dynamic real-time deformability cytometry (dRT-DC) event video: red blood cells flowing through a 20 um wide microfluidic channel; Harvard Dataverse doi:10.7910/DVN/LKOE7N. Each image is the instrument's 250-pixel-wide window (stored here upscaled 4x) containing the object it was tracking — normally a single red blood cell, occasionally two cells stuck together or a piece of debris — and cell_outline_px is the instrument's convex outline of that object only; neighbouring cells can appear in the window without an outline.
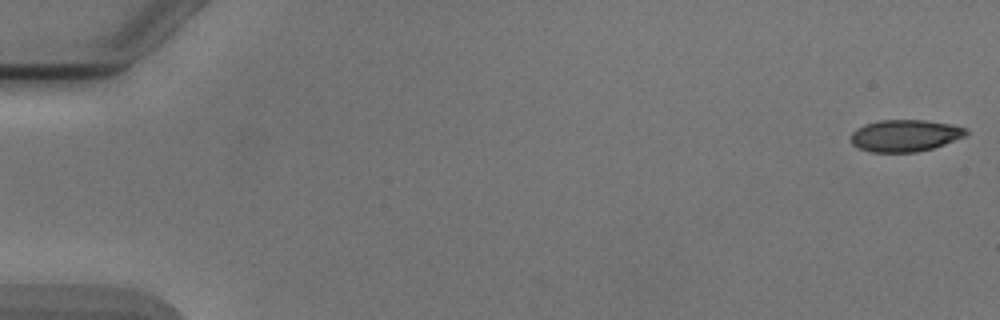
{"species": "Egyptian fruit bat (a non-hibernating species)", "species_latin": "Rousettus aegyptiacus", "temperature_condition": "cold", "stored_images_in_passage": 6, "camera_frame_rate_fps": 3000, "um_per_image_px": 0.085, "animal": {"sex": "male"}, "frame": {"image": 1, "passage_image": 1, "time_ms": 0.0, "image_size_px": [1000, 320], "cell_outline_px": [[968, 136], [932, 148], [916, 152], [872, 152], [860, 148], [852, 144], [852, 132], [856, 128], [864, 124], [880, 120], [924, 120], [952, 124], [968, 128]], "centroid_in_image_um": [76.97, 11.51], "position_along_channel_um": 8.0, "area_um2": 21.5}}